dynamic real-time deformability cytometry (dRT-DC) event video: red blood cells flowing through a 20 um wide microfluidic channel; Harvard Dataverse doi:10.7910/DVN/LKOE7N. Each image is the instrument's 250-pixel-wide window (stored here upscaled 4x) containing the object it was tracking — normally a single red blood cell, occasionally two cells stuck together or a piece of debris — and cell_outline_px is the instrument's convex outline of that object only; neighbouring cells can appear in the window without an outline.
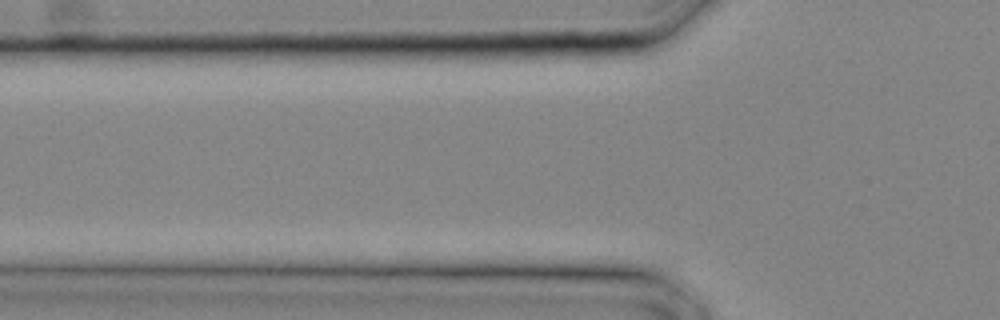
{"species": "common noctule bat (a hibernating species)", "species_latin": "Nyctalus noctula", "temperature_condition": "cold", "stored_images_in_passage": 3, "camera_frame_rate_fps": 3000, "um_per_image_px": 0.085, "animal": {"sex": "male", "body_mass_g": 20.4}, "frame": {"image": 1, "passage_image": 2, "time_ms": 0.333, "image_size_px": [1000, 320], "cell_outline_px": [[612, 228], [464, 228], [424, 224], [420, 220], [448, 216], [516, 212], [608, 216]], "centroid_in_image_um": [44.34, 18.78], "position_along_channel_um": 81.5, "area_um2": 17.63}}